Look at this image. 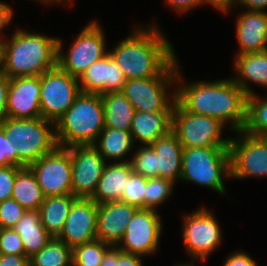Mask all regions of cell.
I'll return each instance as SVG.
<instances>
[{
    "instance_id": "42",
    "label": "cell",
    "mask_w": 267,
    "mask_h": 266,
    "mask_svg": "<svg viewBox=\"0 0 267 266\" xmlns=\"http://www.w3.org/2000/svg\"><path fill=\"white\" fill-rule=\"evenodd\" d=\"M10 78L0 71V122L6 117Z\"/></svg>"
},
{
    "instance_id": "51",
    "label": "cell",
    "mask_w": 267,
    "mask_h": 266,
    "mask_svg": "<svg viewBox=\"0 0 267 266\" xmlns=\"http://www.w3.org/2000/svg\"><path fill=\"white\" fill-rule=\"evenodd\" d=\"M1 40H0V68H1Z\"/></svg>"
},
{
    "instance_id": "41",
    "label": "cell",
    "mask_w": 267,
    "mask_h": 266,
    "mask_svg": "<svg viewBox=\"0 0 267 266\" xmlns=\"http://www.w3.org/2000/svg\"><path fill=\"white\" fill-rule=\"evenodd\" d=\"M164 2L172 8L174 12L176 11L181 15L201 6L199 0H165Z\"/></svg>"
},
{
    "instance_id": "50",
    "label": "cell",
    "mask_w": 267,
    "mask_h": 266,
    "mask_svg": "<svg viewBox=\"0 0 267 266\" xmlns=\"http://www.w3.org/2000/svg\"><path fill=\"white\" fill-rule=\"evenodd\" d=\"M190 261H191V262H189V263H188V261H187V262H184V263H183V262H181V263L178 262L177 264H175V265H173V266H196V265H195L196 261H197V262H199V261H200V262H205V260H194V259H191ZM194 262H195V263H194Z\"/></svg>"
},
{
    "instance_id": "48",
    "label": "cell",
    "mask_w": 267,
    "mask_h": 266,
    "mask_svg": "<svg viewBox=\"0 0 267 266\" xmlns=\"http://www.w3.org/2000/svg\"><path fill=\"white\" fill-rule=\"evenodd\" d=\"M118 247L112 246L104 255L101 266H117Z\"/></svg>"
},
{
    "instance_id": "8",
    "label": "cell",
    "mask_w": 267,
    "mask_h": 266,
    "mask_svg": "<svg viewBox=\"0 0 267 266\" xmlns=\"http://www.w3.org/2000/svg\"><path fill=\"white\" fill-rule=\"evenodd\" d=\"M106 35L99 22L91 20L75 37L68 53L63 50V42L57 40V65L75 77L80 75L95 61L104 57L107 51Z\"/></svg>"
},
{
    "instance_id": "34",
    "label": "cell",
    "mask_w": 267,
    "mask_h": 266,
    "mask_svg": "<svg viewBox=\"0 0 267 266\" xmlns=\"http://www.w3.org/2000/svg\"><path fill=\"white\" fill-rule=\"evenodd\" d=\"M175 183L165 178H147L145 209H158L172 197Z\"/></svg>"
},
{
    "instance_id": "27",
    "label": "cell",
    "mask_w": 267,
    "mask_h": 266,
    "mask_svg": "<svg viewBox=\"0 0 267 266\" xmlns=\"http://www.w3.org/2000/svg\"><path fill=\"white\" fill-rule=\"evenodd\" d=\"M12 228L20 235L28 258L45 247L51 237L41 224L39 211L27 210Z\"/></svg>"
},
{
    "instance_id": "1",
    "label": "cell",
    "mask_w": 267,
    "mask_h": 266,
    "mask_svg": "<svg viewBox=\"0 0 267 266\" xmlns=\"http://www.w3.org/2000/svg\"><path fill=\"white\" fill-rule=\"evenodd\" d=\"M179 65L176 102L186 111L216 118L226 126L229 124L233 133L243 130L248 96L240 86L232 78L185 83Z\"/></svg>"
},
{
    "instance_id": "36",
    "label": "cell",
    "mask_w": 267,
    "mask_h": 266,
    "mask_svg": "<svg viewBox=\"0 0 267 266\" xmlns=\"http://www.w3.org/2000/svg\"><path fill=\"white\" fill-rule=\"evenodd\" d=\"M26 211L12 198L0 202V228L14 227Z\"/></svg>"
},
{
    "instance_id": "11",
    "label": "cell",
    "mask_w": 267,
    "mask_h": 266,
    "mask_svg": "<svg viewBox=\"0 0 267 266\" xmlns=\"http://www.w3.org/2000/svg\"><path fill=\"white\" fill-rule=\"evenodd\" d=\"M82 93L79 79L58 65L40 76L41 117L56 123Z\"/></svg>"
},
{
    "instance_id": "18",
    "label": "cell",
    "mask_w": 267,
    "mask_h": 266,
    "mask_svg": "<svg viewBox=\"0 0 267 266\" xmlns=\"http://www.w3.org/2000/svg\"><path fill=\"white\" fill-rule=\"evenodd\" d=\"M78 79L83 93L99 95L121 92L127 81L109 53L91 64Z\"/></svg>"
},
{
    "instance_id": "32",
    "label": "cell",
    "mask_w": 267,
    "mask_h": 266,
    "mask_svg": "<svg viewBox=\"0 0 267 266\" xmlns=\"http://www.w3.org/2000/svg\"><path fill=\"white\" fill-rule=\"evenodd\" d=\"M111 247L98 239L78 245L72 249L73 266H101L105 253Z\"/></svg>"
},
{
    "instance_id": "4",
    "label": "cell",
    "mask_w": 267,
    "mask_h": 266,
    "mask_svg": "<svg viewBox=\"0 0 267 266\" xmlns=\"http://www.w3.org/2000/svg\"><path fill=\"white\" fill-rule=\"evenodd\" d=\"M104 127L101 95L82 92L55 123L57 144L60 147L93 145Z\"/></svg>"
},
{
    "instance_id": "21",
    "label": "cell",
    "mask_w": 267,
    "mask_h": 266,
    "mask_svg": "<svg viewBox=\"0 0 267 266\" xmlns=\"http://www.w3.org/2000/svg\"><path fill=\"white\" fill-rule=\"evenodd\" d=\"M234 61L233 68L236 74L232 80L247 96L256 94L250 87L251 83L267 89V50L236 55Z\"/></svg>"
},
{
    "instance_id": "3",
    "label": "cell",
    "mask_w": 267,
    "mask_h": 266,
    "mask_svg": "<svg viewBox=\"0 0 267 266\" xmlns=\"http://www.w3.org/2000/svg\"><path fill=\"white\" fill-rule=\"evenodd\" d=\"M1 42L0 71L10 79L41 76L57 65L58 37L28 32L21 28Z\"/></svg>"
},
{
    "instance_id": "43",
    "label": "cell",
    "mask_w": 267,
    "mask_h": 266,
    "mask_svg": "<svg viewBox=\"0 0 267 266\" xmlns=\"http://www.w3.org/2000/svg\"><path fill=\"white\" fill-rule=\"evenodd\" d=\"M14 10L11 5L7 4V2L0 1V40L3 41L5 36H3L4 32H2L13 20ZM4 37V38H3Z\"/></svg>"
},
{
    "instance_id": "22",
    "label": "cell",
    "mask_w": 267,
    "mask_h": 266,
    "mask_svg": "<svg viewBox=\"0 0 267 266\" xmlns=\"http://www.w3.org/2000/svg\"><path fill=\"white\" fill-rule=\"evenodd\" d=\"M172 113L135 111L130 129L134 144L140 142L141 146L152 145L159 137L171 131Z\"/></svg>"
},
{
    "instance_id": "14",
    "label": "cell",
    "mask_w": 267,
    "mask_h": 266,
    "mask_svg": "<svg viewBox=\"0 0 267 266\" xmlns=\"http://www.w3.org/2000/svg\"><path fill=\"white\" fill-rule=\"evenodd\" d=\"M162 229V218L157 210L139 209L117 247L123 252L144 257L154 255L160 248Z\"/></svg>"
},
{
    "instance_id": "6",
    "label": "cell",
    "mask_w": 267,
    "mask_h": 266,
    "mask_svg": "<svg viewBox=\"0 0 267 266\" xmlns=\"http://www.w3.org/2000/svg\"><path fill=\"white\" fill-rule=\"evenodd\" d=\"M9 141L15 143L17 157L29 166L57 146L55 123L42 117L14 119L5 117L0 122Z\"/></svg>"
},
{
    "instance_id": "20",
    "label": "cell",
    "mask_w": 267,
    "mask_h": 266,
    "mask_svg": "<svg viewBox=\"0 0 267 266\" xmlns=\"http://www.w3.org/2000/svg\"><path fill=\"white\" fill-rule=\"evenodd\" d=\"M235 20L238 53H256L267 50V11L243 10Z\"/></svg>"
},
{
    "instance_id": "28",
    "label": "cell",
    "mask_w": 267,
    "mask_h": 266,
    "mask_svg": "<svg viewBox=\"0 0 267 266\" xmlns=\"http://www.w3.org/2000/svg\"><path fill=\"white\" fill-rule=\"evenodd\" d=\"M12 199L16 200L25 210L38 211L45 196L37 182L35 174L27 166L16 173L13 184Z\"/></svg>"
},
{
    "instance_id": "24",
    "label": "cell",
    "mask_w": 267,
    "mask_h": 266,
    "mask_svg": "<svg viewBox=\"0 0 267 266\" xmlns=\"http://www.w3.org/2000/svg\"><path fill=\"white\" fill-rule=\"evenodd\" d=\"M129 162H108L91 197L97 204L120 201L126 186V178L132 173Z\"/></svg>"
},
{
    "instance_id": "2",
    "label": "cell",
    "mask_w": 267,
    "mask_h": 266,
    "mask_svg": "<svg viewBox=\"0 0 267 266\" xmlns=\"http://www.w3.org/2000/svg\"><path fill=\"white\" fill-rule=\"evenodd\" d=\"M144 25H135L126 38L108 51L127 80L157 77L177 57L159 25Z\"/></svg>"
},
{
    "instance_id": "10",
    "label": "cell",
    "mask_w": 267,
    "mask_h": 266,
    "mask_svg": "<svg viewBox=\"0 0 267 266\" xmlns=\"http://www.w3.org/2000/svg\"><path fill=\"white\" fill-rule=\"evenodd\" d=\"M182 237L186 253L194 260H207L223 242L222 229L212 210L204 206L182 216Z\"/></svg>"
},
{
    "instance_id": "17",
    "label": "cell",
    "mask_w": 267,
    "mask_h": 266,
    "mask_svg": "<svg viewBox=\"0 0 267 266\" xmlns=\"http://www.w3.org/2000/svg\"><path fill=\"white\" fill-rule=\"evenodd\" d=\"M6 117L14 119L41 117L40 76H21L10 79Z\"/></svg>"
},
{
    "instance_id": "44",
    "label": "cell",
    "mask_w": 267,
    "mask_h": 266,
    "mask_svg": "<svg viewBox=\"0 0 267 266\" xmlns=\"http://www.w3.org/2000/svg\"><path fill=\"white\" fill-rule=\"evenodd\" d=\"M0 266H29L26 255L0 254Z\"/></svg>"
},
{
    "instance_id": "40",
    "label": "cell",
    "mask_w": 267,
    "mask_h": 266,
    "mask_svg": "<svg viewBox=\"0 0 267 266\" xmlns=\"http://www.w3.org/2000/svg\"><path fill=\"white\" fill-rule=\"evenodd\" d=\"M238 250L226 257L223 266H258L249 254L243 250Z\"/></svg>"
},
{
    "instance_id": "37",
    "label": "cell",
    "mask_w": 267,
    "mask_h": 266,
    "mask_svg": "<svg viewBox=\"0 0 267 266\" xmlns=\"http://www.w3.org/2000/svg\"><path fill=\"white\" fill-rule=\"evenodd\" d=\"M0 254L25 255L21 237L13 228H0Z\"/></svg>"
},
{
    "instance_id": "38",
    "label": "cell",
    "mask_w": 267,
    "mask_h": 266,
    "mask_svg": "<svg viewBox=\"0 0 267 266\" xmlns=\"http://www.w3.org/2000/svg\"><path fill=\"white\" fill-rule=\"evenodd\" d=\"M0 166L27 167L16 153L15 143L9 141L4 131L0 128Z\"/></svg>"
},
{
    "instance_id": "7",
    "label": "cell",
    "mask_w": 267,
    "mask_h": 266,
    "mask_svg": "<svg viewBox=\"0 0 267 266\" xmlns=\"http://www.w3.org/2000/svg\"><path fill=\"white\" fill-rule=\"evenodd\" d=\"M177 61L176 57L157 77L135 78L126 81L121 92L135 111H173L179 64Z\"/></svg>"
},
{
    "instance_id": "46",
    "label": "cell",
    "mask_w": 267,
    "mask_h": 266,
    "mask_svg": "<svg viewBox=\"0 0 267 266\" xmlns=\"http://www.w3.org/2000/svg\"><path fill=\"white\" fill-rule=\"evenodd\" d=\"M240 6L246 10L267 11V0H233V9Z\"/></svg>"
},
{
    "instance_id": "35",
    "label": "cell",
    "mask_w": 267,
    "mask_h": 266,
    "mask_svg": "<svg viewBox=\"0 0 267 266\" xmlns=\"http://www.w3.org/2000/svg\"><path fill=\"white\" fill-rule=\"evenodd\" d=\"M146 185L147 178L132 172L126 178V186L120 201L139 209H145Z\"/></svg>"
},
{
    "instance_id": "16",
    "label": "cell",
    "mask_w": 267,
    "mask_h": 266,
    "mask_svg": "<svg viewBox=\"0 0 267 266\" xmlns=\"http://www.w3.org/2000/svg\"><path fill=\"white\" fill-rule=\"evenodd\" d=\"M97 203L91 198H78L72 205L58 237L74 248L97 239Z\"/></svg>"
},
{
    "instance_id": "30",
    "label": "cell",
    "mask_w": 267,
    "mask_h": 266,
    "mask_svg": "<svg viewBox=\"0 0 267 266\" xmlns=\"http://www.w3.org/2000/svg\"><path fill=\"white\" fill-rule=\"evenodd\" d=\"M29 266H73L72 248L60 237H50L45 247L29 257Z\"/></svg>"
},
{
    "instance_id": "5",
    "label": "cell",
    "mask_w": 267,
    "mask_h": 266,
    "mask_svg": "<svg viewBox=\"0 0 267 266\" xmlns=\"http://www.w3.org/2000/svg\"><path fill=\"white\" fill-rule=\"evenodd\" d=\"M230 178V154L227 147L183 148L180 181L207 187L226 194L224 179Z\"/></svg>"
},
{
    "instance_id": "47",
    "label": "cell",
    "mask_w": 267,
    "mask_h": 266,
    "mask_svg": "<svg viewBox=\"0 0 267 266\" xmlns=\"http://www.w3.org/2000/svg\"><path fill=\"white\" fill-rule=\"evenodd\" d=\"M201 5L204 4L209 5L216 10H218L220 13H228L231 12L232 6H233V0H199Z\"/></svg>"
},
{
    "instance_id": "29",
    "label": "cell",
    "mask_w": 267,
    "mask_h": 266,
    "mask_svg": "<svg viewBox=\"0 0 267 266\" xmlns=\"http://www.w3.org/2000/svg\"><path fill=\"white\" fill-rule=\"evenodd\" d=\"M105 127L130 131L135 110L122 92L101 95Z\"/></svg>"
},
{
    "instance_id": "49",
    "label": "cell",
    "mask_w": 267,
    "mask_h": 266,
    "mask_svg": "<svg viewBox=\"0 0 267 266\" xmlns=\"http://www.w3.org/2000/svg\"><path fill=\"white\" fill-rule=\"evenodd\" d=\"M36 1H39V3H41V4H43V5H53V4H65V5H67V8L69 7V6H73L74 4H73V2H71L70 0H36ZM70 1V2H69ZM68 2V3H67ZM69 3H71V4H69Z\"/></svg>"
},
{
    "instance_id": "31",
    "label": "cell",
    "mask_w": 267,
    "mask_h": 266,
    "mask_svg": "<svg viewBox=\"0 0 267 266\" xmlns=\"http://www.w3.org/2000/svg\"><path fill=\"white\" fill-rule=\"evenodd\" d=\"M245 133L255 136H267V95L259 93L247 97Z\"/></svg>"
},
{
    "instance_id": "26",
    "label": "cell",
    "mask_w": 267,
    "mask_h": 266,
    "mask_svg": "<svg viewBox=\"0 0 267 266\" xmlns=\"http://www.w3.org/2000/svg\"><path fill=\"white\" fill-rule=\"evenodd\" d=\"M77 199L73 194L45 197L38 211L41 224L51 237L60 235L71 207Z\"/></svg>"
},
{
    "instance_id": "9",
    "label": "cell",
    "mask_w": 267,
    "mask_h": 266,
    "mask_svg": "<svg viewBox=\"0 0 267 266\" xmlns=\"http://www.w3.org/2000/svg\"><path fill=\"white\" fill-rule=\"evenodd\" d=\"M225 128L226 125L218 119L186 111L175 101L171 130L175 133L183 148H229L231 137L223 138L222 136Z\"/></svg>"
},
{
    "instance_id": "12",
    "label": "cell",
    "mask_w": 267,
    "mask_h": 266,
    "mask_svg": "<svg viewBox=\"0 0 267 266\" xmlns=\"http://www.w3.org/2000/svg\"><path fill=\"white\" fill-rule=\"evenodd\" d=\"M229 145L230 177L234 180L267 177V136L234 132Z\"/></svg>"
},
{
    "instance_id": "13",
    "label": "cell",
    "mask_w": 267,
    "mask_h": 266,
    "mask_svg": "<svg viewBox=\"0 0 267 266\" xmlns=\"http://www.w3.org/2000/svg\"><path fill=\"white\" fill-rule=\"evenodd\" d=\"M45 197L72 194V164L69 147L57 146L28 166Z\"/></svg>"
},
{
    "instance_id": "33",
    "label": "cell",
    "mask_w": 267,
    "mask_h": 266,
    "mask_svg": "<svg viewBox=\"0 0 267 266\" xmlns=\"http://www.w3.org/2000/svg\"><path fill=\"white\" fill-rule=\"evenodd\" d=\"M132 171L145 178H158L157 154L150 145L141 146L130 154Z\"/></svg>"
},
{
    "instance_id": "39",
    "label": "cell",
    "mask_w": 267,
    "mask_h": 266,
    "mask_svg": "<svg viewBox=\"0 0 267 266\" xmlns=\"http://www.w3.org/2000/svg\"><path fill=\"white\" fill-rule=\"evenodd\" d=\"M21 168L0 166V202L11 199L16 173Z\"/></svg>"
},
{
    "instance_id": "45",
    "label": "cell",
    "mask_w": 267,
    "mask_h": 266,
    "mask_svg": "<svg viewBox=\"0 0 267 266\" xmlns=\"http://www.w3.org/2000/svg\"><path fill=\"white\" fill-rule=\"evenodd\" d=\"M141 255L123 252L118 248V263L117 266H143Z\"/></svg>"
},
{
    "instance_id": "23",
    "label": "cell",
    "mask_w": 267,
    "mask_h": 266,
    "mask_svg": "<svg viewBox=\"0 0 267 266\" xmlns=\"http://www.w3.org/2000/svg\"><path fill=\"white\" fill-rule=\"evenodd\" d=\"M157 154L158 178L176 183L181 179L183 147L171 130L150 145Z\"/></svg>"
},
{
    "instance_id": "25",
    "label": "cell",
    "mask_w": 267,
    "mask_h": 266,
    "mask_svg": "<svg viewBox=\"0 0 267 266\" xmlns=\"http://www.w3.org/2000/svg\"><path fill=\"white\" fill-rule=\"evenodd\" d=\"M134 144L130 131L104 127L93 146L108 163L129 162L126 155L134 152ZM126 157V158H125Z\"/></svg>"
},
{
    "instance_id": "19",
    "label": "cell",
    "mask_w": 267,
    "mask_h": 266,
    "mask_svg": "<svg viewBox=\"0 0 267 266\" xmlns=\"http://www.w3.org/2000/svg\"><path fill=\"white\" fill-rule=\"evenodd\" d=\"M138 210L136 206L121 201L97 204V239L117 247Z\"/></svg>"
},
{
    "instance_id": "15",
    "label": "cell",
    "mask_w": 267,
    "mask_h": 266,
    "mask_svg": "<svg viewBox=\"0 0 267 266\" xmlns=\"http://www.w3.org/2000/svg\"><path fill=\"white\" fill-rule=\"evenodd\" d=\"M72 164V194L91 198L107 162L93 145L69 147Z\"/></svg>"
}]
</instances>
